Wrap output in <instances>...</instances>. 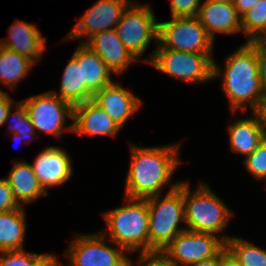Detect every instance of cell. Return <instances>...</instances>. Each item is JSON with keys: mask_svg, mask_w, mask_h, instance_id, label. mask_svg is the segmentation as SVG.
<instances>
[{"mask_svg": "<svg viewBox=\"0 0 266 266\" xmlns=\"http://www.w3.org/2000/svg\"><path fill=\"white\" fill-rule=\"evenodd\" d=\"M179 144L160 147L131 144L130 168L125 182L126 197L147 199L160 195L181 163Z\"/></svg>", "mask_w": 266, "mask_h": 266, "instance_id": "cell-1", "label": "cell"}, {"mask_svg": "<svg viewBox=\"0 0 266 266\" xmlns=\"http://www.w3.org/2000/svg\"><path fill=\"white\" fill-rule=\"evenodd\" d=\"M224 70L213 60V79L222 76V89L230 103L231 113L246 111L247 105L254 112L265 96L259 75L255 49L245 42L225 58ZM222 74V75H221Z\"/></svg>", "mask_w": 266, "mask_h": 266, "instance_id": "cell-2", "label": "cell"}, {"mask_svg": "<svg viewBox=\"0 0 266 266\" xmlns=\"http://www.w3.org/2000/svg\"><path fill=\"white\" fill-rule=\"evenodd\" d=\"M124 206L103 212L107 227L101 233L128 254L149 253V211L147 199L128 198Z\"/></svg>", "mask_w": 266, "mask_h": 266, "instance_id": "cell-3", "label": "cell"}, {"mask_svg": "<svg viewBox=\"0 0 266 266\" xmlns=\"http://www.w3.org/2000/svg\"><path fill=\"white\" fill-rule=\"evenodd\" d=\"M172 186L163 196L147 198L149 211V253L161 252L180 232L186 230L179 227L185 224L183 198V181L171 183Z\"/></svg>", "mask_w": 266, "mask_h": 266, "instance_id": "cell-4", "label": "cell"}, {"mask_svg": "<svg viewBox=\"0 0 266 266\" xmlns=\"http://www.w3.org/2000/svg\"><path fill=\"white\" fill-rule=\"evenodd\" d=\"M186 230L214 235L225 231L233 212L224 204L207 183H200L191 191L183 181Z\"/></svg>", "mask_w": 266, "mask_h": 266, "instance_id": "cell-5", "label": "cell"}, {"mask_svg": "<svg viewBox=\"0 0 266 266\" xmlns=\"http://www.w3.org/2000/svg\"><path fill=\"white\" fill-rule=\"evenodd\" d=\"M146 63L173 78L187 83H204L213 79V54L175 51L157 47Z\"/></svg>", "mask_w": 266, "mask_h": 266, "instance_id": "cell-6", "label": "cell"}, {"mask_svg": "<svg viewBox=\"0 0 266 266\" xmlns=\"http://www.w3.org/2000/svg\"><path fill=\"white\" fill-rule=\"evenodd\" d=\"M117 35L135 59L142 57L152 39L158 43V22L147 4L133 1L124 10L115 27Z\"/></svg>", "mask_w": 266, "mask_h": 266, "instance_id": "cell-7", "label": "cell"}, {"mask_svg": "<svg viewBox=\"0 0 266 266\" xmlns=\"http://www.w3.org/2000/svg\"><path fill=\"white\" fill-rule=\"evenodd\" d=\"M157 47L213 54L214 40L197 17H172L170 21L158 22Z\"/></svg>", "mask_w": 266, "mask_h": 266, "instance_id": "cell-8", "label": "cell"}, {"mask_svg": "<svg viewBox=\"0 0 266 266\" xmlns=\"http://www.w3.org/2000/svg\"><path fill=\"white\" fill-rule=\"evenodd\" d=\"M106 239V240H105ZM108 241L101 232L75 234L65 256L69 266H128L130 257L121 247Z\"/></svg>", "mask_w": 266, "mask_h": 266, "instance_id": "cell-9", "label": "cell"}, {"mask_svg": "<svg viewBox=\"0 0 266 266\" xmlns=\"http://www.w3.org/2000/svg\"><path fill=\"white\" fill-rule=\"evenodd\" d=\"M231 236L184 230L161 252L175 266H190L217 256Z\"/></svg>", "mask_w": 266, "mask_h": 266, "instance_id": "cell-10", "label": "cell"}, {"mask_svg": "<svg viewBox=\"0 0 266 266\" xmlns=\"http://www.w3.org/2000/svg\"><path fill=\"white\" fill-rule=\"evenodd\" d=\"M27 107L28 115L35 131H41L61 138L65 131L73 132V123L69 127L66 119L73 120V106L60 99L53 91H48L21 100Z\"/></svg>", "mask_w": 266, "mask_h": 266, "instance_id": "cell-11", "label": "cell"}, {"mask_svg": "<svg viewBox=\"0 0 266 266\" xmlns=\"http://www.w3.org/2000/svg\"><path fill=\"white\" fill-rule=\"evenodd\" d=\"M133 0H98L93 4L80 19L73 29L66 35L69 40L82 39L85 43L93 35L115 29L126 7Z\"/></svg>", "mask_w": 266, "mask_h": 266, "instance_id": "cell-12", "label": "cell"}, {"mask_svg": "<svg viewBox=\"0 0 266 266\" xmlns=\"http://www.w3.org/2000/svg\"><path fill=\"white\" fill-rule=\"evenodd\" d=\"M66 151L60 147H45L31 164L38 182L46 195L48 188L67 182L73 173L72 162Z\"/></svg>", "mask_w": 266, "mask_h": 266, "instance_id": "cell-13", "label": "cell"}, {"mask_svg": "<svg viewBox=\"0 0 266 266\" xmlns=\"http://www.w3.org/2000/svg\"><path fill=\"white\" fill-rule=\"evenodd\" d=\"M92 101L121 128L142 105L138 97L115 81L97 91Z\"/></svg>", "mask_w": 266, "mask_h": 266, "instance_id": "cell-14", "label": "cell"}, {"mask_svg": "<svg viewBox=\"0 0 266 266\" xmlns=\"http://www.w3.org/2000/svg\"><path fill=\"white\" fill-rule=\"evenodd\" d=\"M84 44L101 58L111 73L117 75H122L129 65L136 61L119 39L115 29L97 33Z\"/></svg>", "mask_w": 266, "mask_h": 266, "instance_id": "cell-15", "label": "cell"}, {"mask_svg": "<svg viewBox=\"0 0 266 266\" xmlns=\"http://www.w3.org/2000/svg\"><path fill=\"white\" fill-rule=\"evenodd\" d=\"M197 18L213 40L217 33L235 35L242 31L241 17L233 2L204 1Z\"/></svg>", "mask_w": 266, "mask_h": 266, "instance_id": "cell-16", "label": "cell"}, {"mask_svg": "<svg viewBox=\"0 0 266 266\" xmlns=\"http://www.w3.org/2000/svg\"><path fill=\"white\" fill-rule=\"evenodd\" d=\"M9 37L0 39V46L15 51L35 64L46 50V38L34 24L16 20L8 29Z\"/></svg>", "mask_w": 266, "mask_h": 266, "instance_id": "cell-17", "label": "cell"}, {"mask_svg": "<svg viewBox=\"0 0 266 266\" xmlns=\"http://www.w3.org/2000/svg\"><path fill=\"white\" fill-rule=\"evenodd\" d=\"M73 133L115 137L120 129L106 112L92 100L73 107Z\"/></svg>", "mask_w": 266, "mask_h": 266, "instance_id": "cell-18", "label": "cell"}, {"mask_svg": "<svg viewBox=\"0 0 266 266\" xmlns=\"http://www.w3.org/2000/svg\"><path fill=\"white\" fill-rule=\"evenodd\" d=\"M230 150L250 155L266 138L258 116L252 112L248 118H240L227 126Z\"/></svg>", "mask_w": 266, "mask_h": 266, "instance_id": "cell-19", "label": "cell"}, {"mask_svg": "<svg viewBox=\"0 0 266 266\" xmlns=\"http://www.w3.org/2000/svg\"><path fill=\"white\" fill-rule=\"evenodd\" d=\"M81 65V84L94 95L113 81L111 71L101 58L84 43H79L72 55Z\"/></svg>", "mask_w": 266, "mask_h": 266, "instance_id": "cell-20", "label": "cell"}, {"mask_svg": "<svg viewBox=\"0 0 266 266\" xmlns=\"http://www.w3.org/2000/svg\"><path fill=\"white\" fill-rule=\"evenodd\" d=\"M12 163V170L4 178L7 180L11 187L12 195L20 206L24 207L28 203H32L39 197L46 195L30 163L25 160Z\"/></svg>", "mask_w": 266, "mask_h": 266, "instance_id": "cell-21", "label": "cell"}, {"mask_svg": "<svg viewBox=\"0 0 266 266\" xmlns=\"http://www.w3.org/2000/svg\"><path fill=\"white\" fill-rule=\"evenodd\" d=\"M24 207L9 212H0V252L24 249L26 234Z\"/></svg>", "mask_w": 266, "mask_h": 266, "instance_id": "cell-22", "label": "cell"}, {"mask_svg": "<svg viewBox=\"0 0 266 266\" xmlns=\"http://www.w3.org/2000/svg\"><path fill=\"white\" fill-rule=\"evenodd\" d=\"M61 77L60 92L53 91L60 99L73 107L93 99V94L85 84H81V65H78L73 56L65 66Z\"/></svg>", "mask_w": 266, "mask_h": 266, "instance_id": "cell-23", "label": "cell"}, {"mask_svg": "<svg viewBox=\"0 0 266 266\" xmlns=\"http://www.w3.org/2000/svg\"><path fill=\"white\" fill-rule=\"evenodd\" d=\"M35 63L15 51L0 46V83L14 89Z\"/></svg>", "mask_w": 266, "mask_h": 266, "instance_id": "cell-24", "label": "cell"}, {"mask_svg": "<svg viewBox=\"0 0 266 266\" xmlns=\"http://www.w3.org/2000/svg\"><path fill=\"white\" fill-rule=\"evenodd\" d=\"M226 249L240 266H266V250L238 237L226 241Z\"/></svg>", "mask_w": 266, "mask_h": 266, "instance_id": "cell-25", "label": "cell"}, {"mask_svg": "<svg viewBox=\"0 0 266 266\" xmlns=\"http://www.w3.org/2000/svg\"><path fill=\"white\" fill-rule=\"evenodd\" d=\"M55 258L54 253L37 254L24 249L2 251L0 266H55Z\"/></svg>", "mask_w": 266, "mask_h": 266, "instance_id": "cell-26", "label": "cell"}, {"mask_svg": "<svg viewBox=\"0 0 266 266\" xmlns=\"http://www.w3.org/2000/svg\"><path fill=\"white\" fill-rule=\"evenodd\" d=\"M241 28L242 34L248 37L247 42L266 36V0H259L241 17Z\"/></svg>", "mask_w": 266, "mask_h": 266, "instance_id": "cell-27", "label": "cell"}, {"mask_svg": "<svg viewBox=\"0 0 266 266\" xmlns=\"http://www.w3.org/2000/svg\"><path fill=\"white\" fill-rule=\"evenodd\" d=\"M15 105V111L12 112V106L8 112L7 118L4 121V124L10 123L7 122L13 118V122L9 125L8 129L10 131V134L13 133L21 135V138H28L29 140L31 137H36V132L34 129V126L32 124V121L29 118L28 111L26 105L20 101L14 103ZM11 118V119H10ZM15 119V120H14ZM27 140L26 144L28 143Z\"/></svg>", "mask_w": 266, "mask_h": 266, "instance_id": "cell-28", "label": "cell"}, {"mask_svg": "<svg viewBox=\"0 0 266 266\" xmlns=\"http://www.w3.org/2000/svg\"><path fill=\"white\" fill-rule=\"evenodd\" d=\"M246 169L258 180L266 179V138L247 157L244 158Z\"/></svg>", "mask_w": 266, "mask_h": 266, "instance_id": "cell-29", "label": "cell"}, {"mask_svg": "<svg viewBox=\"0 0 266 266\" xmlns=\"http://www.w3.org/2000/svg\"><path fill=\"white\" fill-rule=\"evenodd\" d=\"M201 0H171V17H197Z\"/></svg>", "mask_w": 266, "mask_h": 266, "instance_id": "cell-30", "label": "cell"}, {"mask_svg": "<svg viewBox=\"0 0 266 266\" xmlns=\"http://www.w3.org/2000/svg\"><path fill=\"white\" fill-rule=\"evenodd\" d=\"M255 49L258 59L260 81L264 91L266 92V36L258 37L248 41Z\"/></svg>", "mask_w": 266, "mask_h": 266, "instance_id": "cell-31", "label": "cell"}, {"mask_svg": "<svg viewBox=\"0 0 266 266\" xmlns=\"http://www.w3.org/2000/svg\"><path fill=\"white\" fill-rule=\"evenodd\" d=\"M132 259H129L128 266L133 265ZM138 266H175L162 252L155 251L150 253H139L137 260ZM136 265V266H137Z\"/></svg>", "mask_w": 266, "mask_h": 266, "instance_id": "cell-32", "label": "cell"}, {"mask_svg": "<svg viewBox=\"0 0 266 266\" xmlns=\"http://www.w3.org/2000/svg\"><path fill=\"white\" fill-rule=\"evenodd\" d=\"M21 206L12 195L11 187L5 178L0 179V212L17 210Z\"/></svg>", "mask_w": 266, "mask_h": 266, "instance_id": "cell-33", "label": "cell"}, {"mask_svg": "<svg viewBox=\"0 0 266 266\" xmlns=\"http://www.w3.org/2000/svg\"><path fill=\"white\" fill-rule=\"evenodd\" d=\"M15 101L7 93L0 90V127L4 125L8 112Z\"/></svg>", "mask_w": 266, "mask_h": 266, "instance_id": "cell-34", "label": "cell"}, {"mask_svg": "<svg viewBox=\"0 0 266 266\" xmlns=\"http://www.w3.org/2000/svg\"><path fill=\"white\" fill-rule=\"evenodd\" d=\"M258 2L259 0H233L234 7L240 17L247 13Z\"/></svg>", "mask_w": 266, "mask_h": 266, "instance_id": "cell-35", "label": "cell"}, {"mask_svg": "<svg viewBox=\"0 0 266 266\" xmlns=\"http://www.w3.org/2000/svg\"><path fill=\"white\" fill-rule=\"evenodd\" d=\"M254 113L258 116L260 124L266 135V94L259 102V105L257 109L254 111Z\"/></svg>", "mask_w": 266, "mask_h": 266, "instance_id": "cell-36", "label": "cell"}, {"mask_svg": "<svg viewBox=\"0 0 266 266\" xmlns=\"http://www.w3.org/2000/svg\"><path fill=\"white\" fill-rule=\"evenodd\" d=\"M220 266H240V264L232 257L225 247L220 252Z\"/></svg>", "mask_w": 266, "mask_h": 266, "instance_id": "cell-37", "label": "cell"}, {"mask_svg": "<svg viewBox=\"0 0 266 266\" xmlns=\"http://www.w3.org/2000/svg\"><path fill=\"white\" fill-rule=\"evenodd\" d=\"M190 266H220V253L208 260H204L199 263L192 264Z\"/></svg>", "mask_w": 266, "mask_h": 266, "instance_id": "cell-38", "label": "cell"}, {"mask_svg": "<svg viewBox=\"0 0 266 266\" xmlns=\"http://www.w3.org/2000/svg\"><path fill=\"white\" fill-rule=\"evenodd\" d=\"M12 138H14V139H15V141H18L19 139H21V140H24V139H22V138H21V135H19V134H16V133H13V136H12Z\"/></svg>", "mask_w": 266, "mask_h": 266, "instance_id": "cell-39", "label": "cell"}, {"mask_svg": "<svg viewBox=\"0 0 266 266\" xmlns=\"http://www.w3.org/2000/svg\"><path fill=\"white\" fill-rule=\"evenodd\" d=\"M205 1H216V2H233V0H205Z\"/></svg>", "mask_w": 266, "mask_h": 266, "instance_id": "cell-40", "label": "cell"}, {"mask_svg": "<svg viewBox=\"0 0 266 266\" xmlns=\"http://www.w3.org/2000/svg\"><path fill=\"white\" fill-rule=\"evenodd\" d=\"M59 260L55 258V266H61V264L58 262Z\"/></svg>", "mask_w": 266, "mask_h": 266, "instance_id": "cell-41", "label": "cell"}]
</instances>
